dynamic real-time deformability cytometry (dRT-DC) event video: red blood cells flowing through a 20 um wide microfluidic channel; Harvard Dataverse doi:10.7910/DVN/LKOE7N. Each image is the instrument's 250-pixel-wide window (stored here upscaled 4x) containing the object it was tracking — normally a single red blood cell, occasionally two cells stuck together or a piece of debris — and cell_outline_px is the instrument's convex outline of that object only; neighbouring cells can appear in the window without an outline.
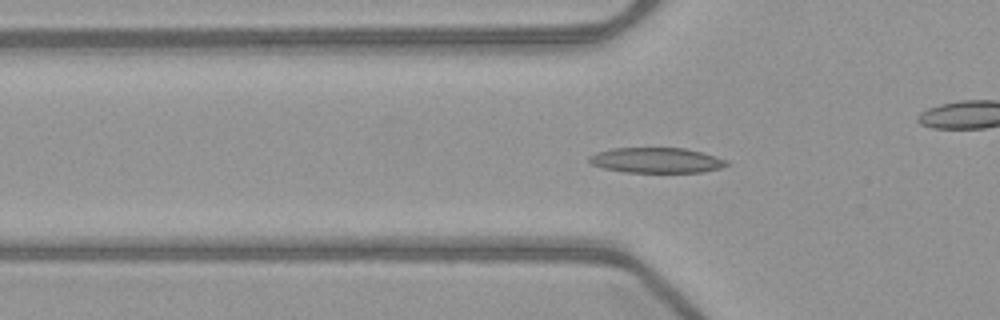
{"species": "common noctule bat (a hibernating species)", "species_latin": "Nyctalus noctula", "temperature_condition": "warm", "stored_images_in_passage": 52, "camera_frame_rate_fps": 3000, "um_per_image_px": 0.085, "animal": {"sex": "female", "body_mass_g": 21.9}, "frame": {"image": 1, "passage_image": 17, "time_ms": 5.333, "image_size_px": [1000, 320], "cell_outline_px": [[728, 164], [720, 168], [704, 172], [624, 172], [604, 168], [592, 164], [588, 160], [588, 156], [596, 152], [612, 148], [684, 148], [700, 152], [724, 160]], "centroid_in_image_um": [55.72, 13.62], "position_along_channel_um": 70.1, "area_um2": 20.0}}
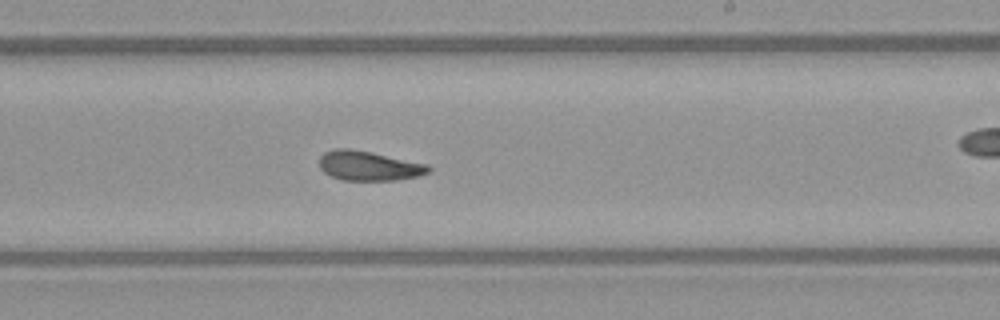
{"frame": {"image": 2, "passage_image": 31, "time_ms": 10.0, "image_size_px": [1000, 320], "cell_outline_px": [[432, 168], [428, 172], [416, 176], [396, 180], [340, 180], [324, 172], [320, 168], [320, 156], [324, 152], [336, 148], [348, 148], [372, 152], [428, 164]], "centroid_in_image_um": [31.33, 14.09], "position_along_channel_um": 257.7, "area_um2": 18.79}}
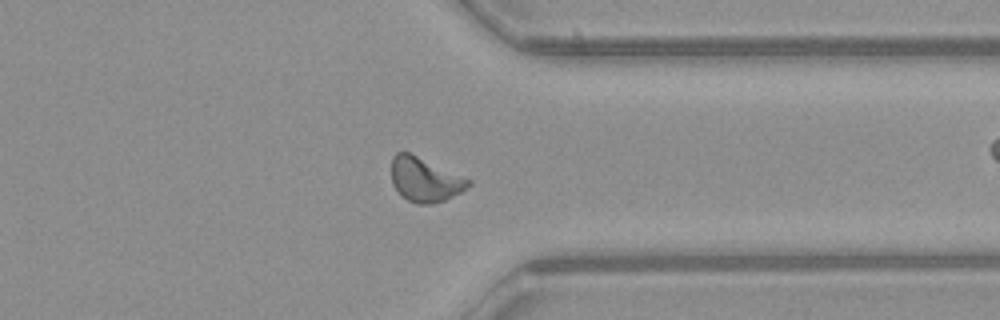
{"frame": {"image": 3, "passage_image": 40, "time_ms": 13.0, "image_size_px": [1000, 320], "cell_outline_px": [[472, 184], [460, 192], [444, 200], [432, 204], [416, 204], [408, 200], [392, 184], [392, 156], [396, 152], [408, 152], [472, 180]], "centroid_in_image_um": [36.12, 15.26], "position_along_channel_um": 375.3, "area_um2": 19.54}, "authors_computed_cell_mechanics": {"area_um2": 18.9295, "velocity_mm_per_s": 4.01, "shape_relaxation_time_tau1_ms": 8.555, "shape_relaxation_time_tau2_ms": 3.3447, "deformation_change_tau1": 0.224, "deformation_change_tau2": 0.1136}}